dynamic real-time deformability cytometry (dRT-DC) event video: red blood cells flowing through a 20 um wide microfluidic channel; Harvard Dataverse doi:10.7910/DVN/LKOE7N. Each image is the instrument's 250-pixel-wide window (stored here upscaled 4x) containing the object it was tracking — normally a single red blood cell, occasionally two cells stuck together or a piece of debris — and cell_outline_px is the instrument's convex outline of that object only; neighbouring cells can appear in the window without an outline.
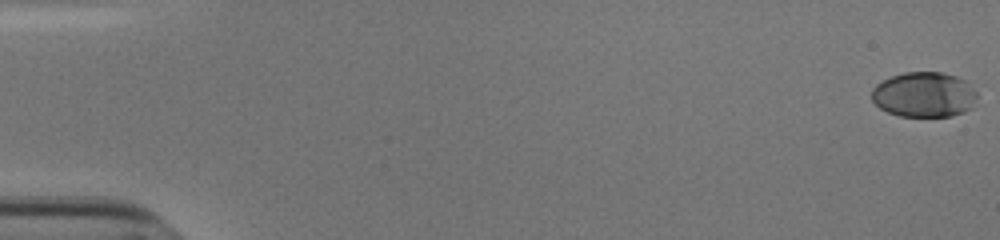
{"species": "human", "species_latin": "Homo sapiens", "temperature_condition": "cold", "stored_images_in_passage": 55, "camera_frame_rate_fps": 3000, "um_per_image_px": 0.085, "donor": {"sex": "male"}, "frame": {"image": 1, "passage_image": 1, "time_ms": 0.0, "image_size_px": [1000, 240], "cell_outline_px": [[976, 96], [972, 108], [964, 112], [952, 116], [900, 116], [888, 112], [880, 108], [872, 100], [872, 88], [876, 84], [892, 76], [904, 72], [940, 72], [956, 76], [964, 80], [976, 92]], "centroid_in_image_um": [78.54, 8.05], "position_along_channel_um": 6.5, "area_um2": 27.63}}
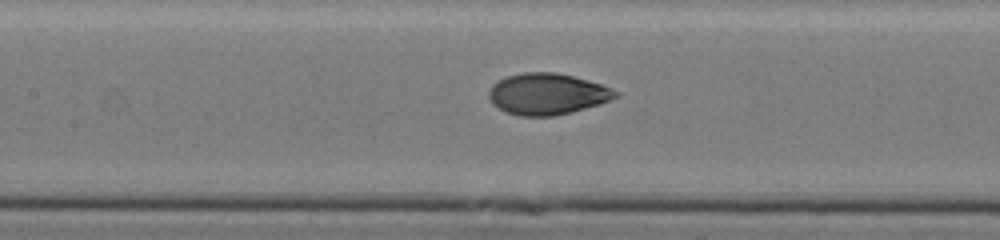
{"frame": {"image": 2, "passage_image": 27, "time_ms": 8.667, "image_size_px": [1000, 240], "cell_outline_px": [[620, 96], [600, 104], [572, 112], [552, 116], [520, 116], [504, 112], [492, 104], [488, 96], [488, 92], [492, 84], [508, 76], [524, 72], [556, 72], [588, 80], [600, 84], [620, 92]], "centroid_in_image_um": [46.51, 8.0], "position_along_channel_um": 160.9, "area_um2": 30.63}}
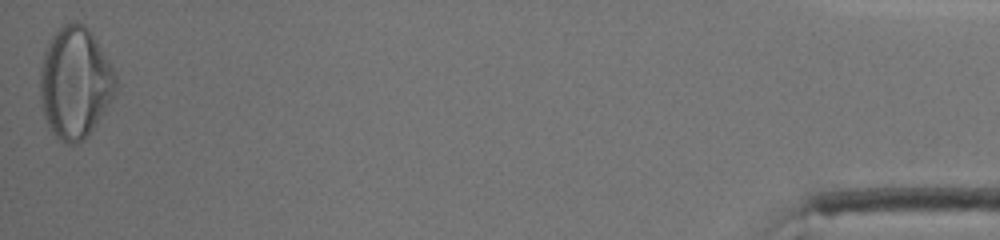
{"frame": {"image": 3, "passage_image": 55, "time_ms": 18.0, "image_size_px": [1000, 240], "cell_outline_px": [[116, 92], [104, 112], [96, 124], [76, 144], [68, 144], [60, 140], [48, 128], [44, 116], [40, 100], [40, 68], [44, 48], [60, 24], [76, 20], [84, 24], [88, 28], [112, 64], [116, 76]], "centroid_in_image_um": [6.36, 6.98], "position_along_channel_um": 428.8, "area_um2": 49.42}, "authors_computed_cell_mechanics": {"area_um2": 30.2872, "velocity_mm_per_s": 3.8279, "shape_relaxation_time_tau1_ms": 4.146, "shape_relaxation_time_tau2_ms": 0.8951, "deformation_change_tau1": 0.1917, "deformation_change_tau2": 0.0379}}